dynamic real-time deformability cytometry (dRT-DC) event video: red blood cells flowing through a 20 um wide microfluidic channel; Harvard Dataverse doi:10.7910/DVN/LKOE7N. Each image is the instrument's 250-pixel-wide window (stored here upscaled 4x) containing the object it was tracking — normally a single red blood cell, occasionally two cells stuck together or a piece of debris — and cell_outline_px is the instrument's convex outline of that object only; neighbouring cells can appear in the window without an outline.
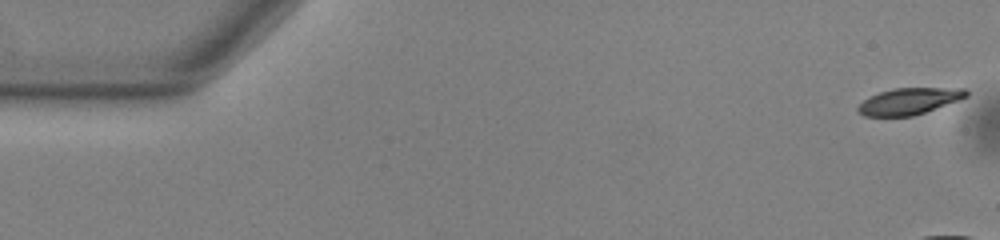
{"species": "common noctule bat (a hibernating species)", "species_latin": "Nyctalus noctula", "temperature_condition": "warm", "stored_images_in_passage": 19, "camera_frame_rate_fps": 3000, "um_per_image_px": 0.085, "animal": {"sex": "male", "body_mass_g": 13.0, "forearm_length_mm": 53.1}, "frame": {"image": 1, "passage_image": 1, "time_ms": 0.0, "image_size_px": [1000, 240], "cell_outline_px": [[968, 96], [960, 100], [912, 116], [864, 116], [856, 108], [864, 100], [880, 92], [892, 88], [968, 88]], "centroid_in_image_um": [77.32, 8.59], "position_along_channel_um": 7.7, "area_um2": 16.59}}
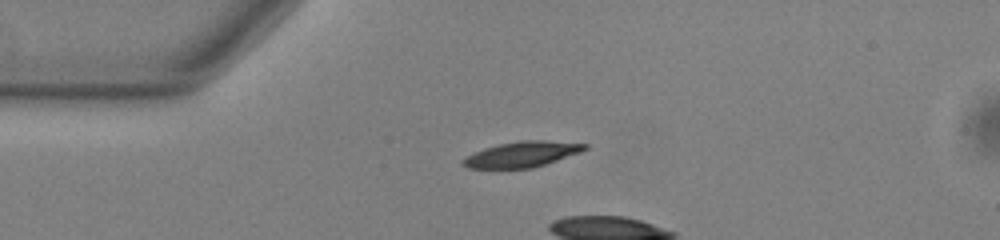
{"frame": {"image": 2, "passage_image": 13, "time_ms": 4.0, "image_size_px": [1000, 240], "cell_outline_px": [[588, 148], [580, 152], [532, 168], [468, 168], [460, 164], [460, 160], [484, 148], [500, 144], [520, 140], [544, 140], [588, 144]], "centroid_in_image_um": [44.35, 13.11], "position_along_channel_um": 40.6, "area_um2": 17.92}}